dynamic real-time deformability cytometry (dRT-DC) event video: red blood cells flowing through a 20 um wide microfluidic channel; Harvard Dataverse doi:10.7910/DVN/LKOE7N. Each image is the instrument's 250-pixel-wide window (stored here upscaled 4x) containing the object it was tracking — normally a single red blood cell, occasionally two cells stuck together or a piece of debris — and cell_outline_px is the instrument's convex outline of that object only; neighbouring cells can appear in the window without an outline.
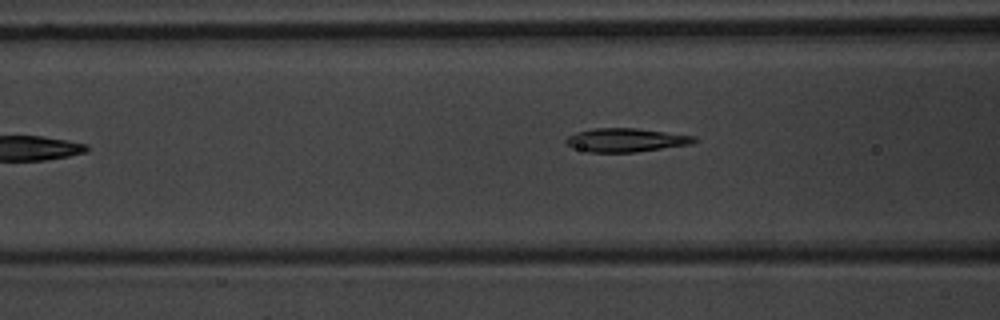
{"species": "common noctule bat (a hibernating species)", "species_latin": "Nyctalus noctula", "temperature_condition": "warm", "stored_images_in_passage": 3, "camera_frame_rate_fps": 3000, "um_per_image_px": 0.085, "animal": {"sex": "male", "body_mass_g": 20.1, "forearm_length_mm": 53.5}, "frame": {"image": 1, "passage_image": 3, "time_ms": 2.333, "image_size_px": [1000, 320], "cell_outline_px": [[696, 140], [692, 144], [636, 152], [588, 152], [572, 148], [564, 144], [564, 140], [568, 136], [576, 132], [592, 128], [636, 128], [696, 136]], "centroid_in_image_um": [53.15, 11.91], "position_along_channel_um": 113.5, "area_um2": 17.8}}